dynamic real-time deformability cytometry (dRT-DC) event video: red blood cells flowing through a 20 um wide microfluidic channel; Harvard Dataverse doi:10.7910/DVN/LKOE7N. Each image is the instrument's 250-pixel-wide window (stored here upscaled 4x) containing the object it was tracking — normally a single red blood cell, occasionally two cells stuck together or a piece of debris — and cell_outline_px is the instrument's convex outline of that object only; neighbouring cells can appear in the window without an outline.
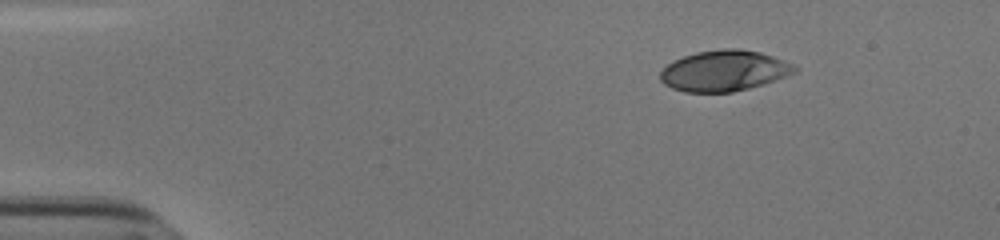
{"species": "human", "species_latin": "Homo sapiens", "temperature_condition": "cold", "stored_images_in_passage": 38, "camera_frame_rate_fps": 3000, "um_per_image_px": 0.085, "donor": {"sex": "male"}, "frame": {"image": 1, "passage_image": 1, "time_ms": 0.0, "image_size_px": [1000, 240], "cell_outline_px": [[800, 68], [796, 72], [776, 80], [764, 84], [732, 92], [684, 92], [672, 88], [664, 84], [660, 80], [660, 72], [672, 60], [696, 52], [720, 48], [740, 48], [760, 52], [784, 60]], "centroid_in_image_um": [61.55, 6.01], "position_along_channel_um": 23.4, "area_um2": 32.14}}
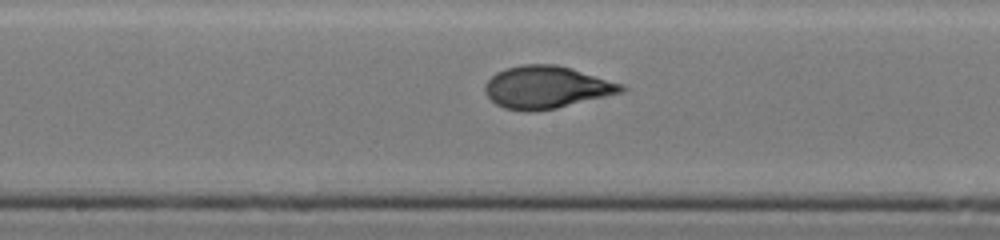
{"frame": {"image": 2, "passage_image": 22, "time_ms": 7.0, "image_size_px": [1000, 240], "cell_outline_px": [[628, 88], [624, 92], [556, 108], [532, 112], [524, 112], [504, 108], [496, 104], [484, 92], [484, 84], [496, 72], [504, 68], [520, 64], [556, 64], [624, 84]], "centroid_in_image_um": [46.44, 7.42], "position_along_channel_um": 201.8, "area_um2": 33.87}}
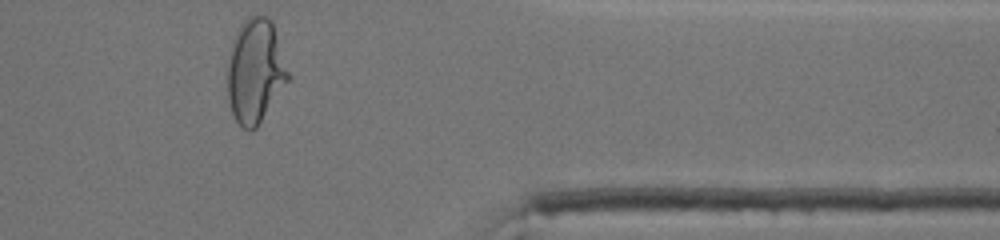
{"frame": {"image": 3, "passage_image": 38, "time_ms": 12.333, "image_size_px": [1000, 240], "cell_outline_px": [[292, 80], [256, 128], [248, 132], [236, 120], [232, 112], [228, 100], [228, 60], [232, 44], [236, 32], [244, 20], [248, 16], [256, 12], [268, 16], [272, 20], [292, 76]], "centroid_in_image_um": [21.76, 6.02], "position_along_channel_um": 389.6, "area_um2": 37.8}, "authors_computed_cell_mechanics": {"area_um2": 32.657, "velocity_mm_per_s": 3.8238, "shape_relaxation_time_tau1_ms": 5.7347, "shape_relaxation_time_tau2_ms": 0.7177, "deformation_change_tau1": 0.2353, "deformation_change_tau2": 0.0617}}